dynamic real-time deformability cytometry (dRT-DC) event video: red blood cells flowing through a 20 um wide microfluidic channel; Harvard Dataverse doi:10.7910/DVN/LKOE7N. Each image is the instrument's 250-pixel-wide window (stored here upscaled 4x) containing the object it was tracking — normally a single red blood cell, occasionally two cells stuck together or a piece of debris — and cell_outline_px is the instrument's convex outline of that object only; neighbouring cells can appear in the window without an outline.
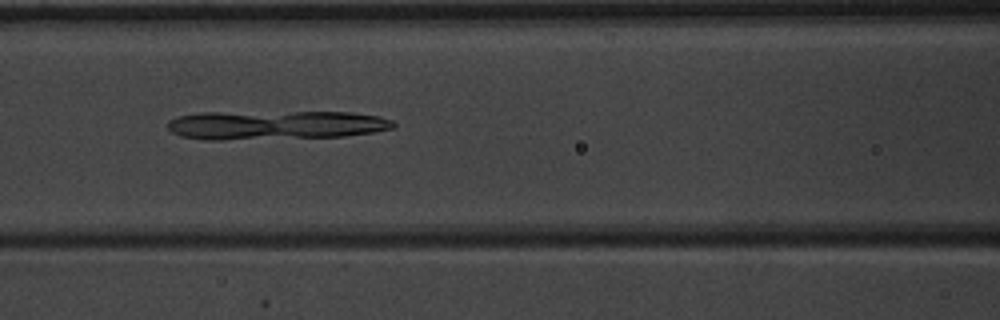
{"species": "common noctule bat (a hibernating species)", "species_latin": "Nyctalus noctula", "temperature_condition": "warm", "stored_images_in_passage": 37, "camera_frame_rate_fps": 3000, "um_per_image_px": 0.085, "animal": {"sex": "male", "body_mass_g": 20.1, "forearm_length_mm": 53.5}, "frame": {"image": 1, "passage_image": 23, "time_ms": 7.333, "image_size_px": [1000, 320], "cell_outline_px": [[396, 124], [392, 128], [372, 132], [344, 136], [224, 140], [208, 140], [180, 136], [172, 132], [168, 128], [168, 120], [176, 116], [200, 112], [352, 112], [380, 116], [392, 120]], "centroid_in_image_um": [23.38, 10.62], "position_along_channel_um": 143.2, "area_um2": 38.38}}
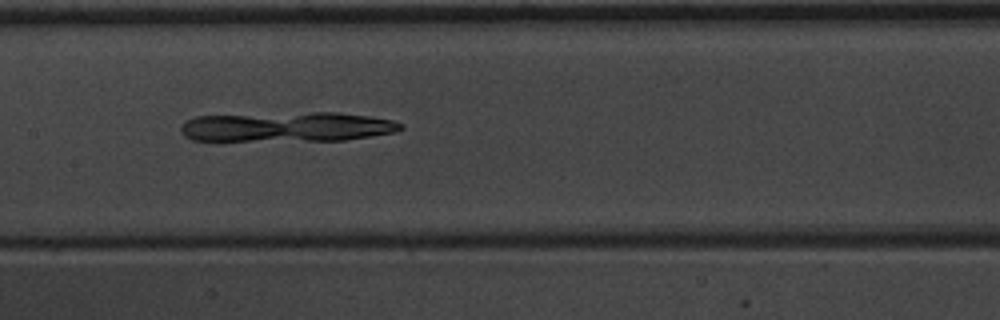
{"frame": {"image": 2, "passage_image": 26, "time_ms": 8.333, "image_size_px": [1000, 320], "cell_outline_px": [[404, 128], [396, 132], [344, 140], [192, 140], [184, 136], [180, 132], [180, 128], [188, 120], [196, 116], [312, 112], [336, 112], [372, 116], [392, 120], [404, 124]], "centroid_in_image_um": [24.46, 10.77], "position_along_channel_um": 182.9, "area_um2": 37.97}}